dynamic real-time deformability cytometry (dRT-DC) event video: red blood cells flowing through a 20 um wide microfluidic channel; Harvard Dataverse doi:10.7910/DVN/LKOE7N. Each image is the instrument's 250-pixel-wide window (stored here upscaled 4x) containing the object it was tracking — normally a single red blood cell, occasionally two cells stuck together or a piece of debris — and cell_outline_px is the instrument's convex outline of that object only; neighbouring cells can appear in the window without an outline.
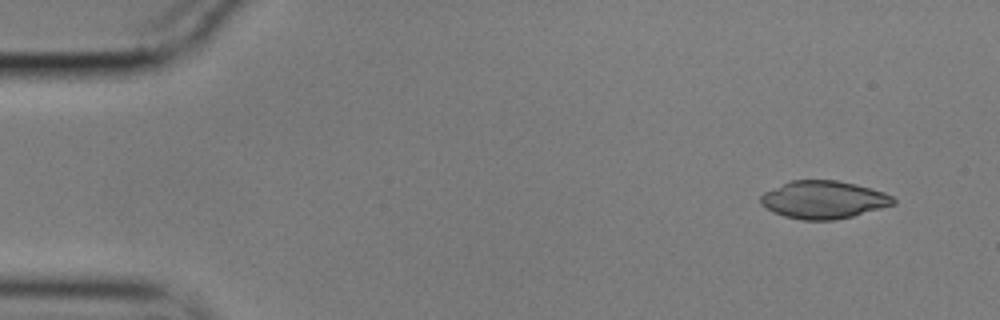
{"species": "common noctule bat (a hibernating species)", "species_latin": "Nyctalus noctula", "temperature_condition": "cold", "stored_images_in_passage": 13, "camera_frame_rate_fps": 3000, "um_per_image_px": 0.085, "animal": {"sex": "male", "body_mass_g": 17.9}, "frame": {"image": 1, "passage_image": 1, "time_ms": 0.0, "image_size_px": [1000, 320], "cell_outline_px": [[896, 204], [852, 216], [836, 220], [800, 220], [784, 216], [772, 212], [760, 204], [760, 196], [764, 192], [792, 180], [836, 180], [856, 184], [872, 188], [884, 192], [892, 196], [896, 200]], "centroid_in_image_um": [70.0, 16.98], "position_along_channel_um": 15.0, "area_um2": 29.3}}